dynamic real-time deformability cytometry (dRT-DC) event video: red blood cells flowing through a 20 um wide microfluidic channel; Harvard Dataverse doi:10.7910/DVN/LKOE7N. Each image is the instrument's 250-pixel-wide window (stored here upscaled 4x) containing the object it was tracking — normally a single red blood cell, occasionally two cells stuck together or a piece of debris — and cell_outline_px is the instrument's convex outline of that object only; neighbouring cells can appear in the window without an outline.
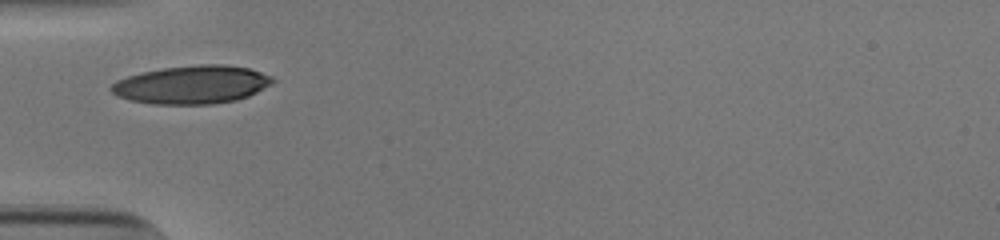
{"species": "human", "species_latin": "Homo sapiens", "temperature_condition": "cold", "stored_images_in_passage": 27, "camera_frame_rate_fps": 3000, "um_per_image_px": 0.085, "donor": {"sex": "male"}, "frame": {"image": 1, "passage_image": 1, "time_ms": 0.0, "image_size_px": [1000, 240], "cell_outline_px": [[276, 80], [272, 84], [248, 96], [236, 100], [212, 104], [152, 104], [128, 100], [116, 96], [108, 88], [116, 80], [140, 72], [164, 68], [200, 64], [224, 64], [248, 68], [272, 76]], "centroid_in_image_um": [16.28, 7.2], "position_along_channel_um": 68.7, "area_um2": 36.13}}
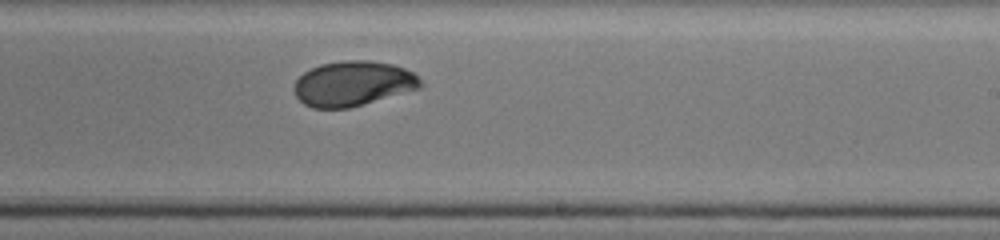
{"frame": {"image": 2, "passage_image": 16, "time_ms": 5.0, "image_size_px": [1000, 240], "cell_outline_px": [[424, 84], [420, 88], [364, 104], [348, 108], [312, 108], [304, 104], [296, 96], [292, 88], [296, 80], [304, 72], [320, 64], [344, 60], [368, 60], [392, 64], [404, 68], [412, 72]], "centroid_in_image_um": [29.98, 7.1], "position_along_channel_um": 259.0, "area_um2": 33.12}}
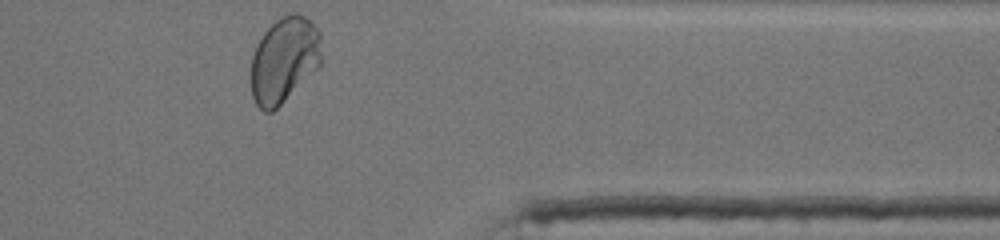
{"frame": {"image": 3, "passage_image": 27, "time_ms": 8.667, "image_size_px": [1000, 240], "cell_outline_px": [[320, 64], [272, 112], [264, 112], [256, 104], [252, 96], [252, 56], [256, 44], [264, 32], [280, 16], [292, 12], [296, 12], [304, 16], [320, 32]], "centroid_in_image_um": [24.12, 5.06], "position_along_channel_um": 387.3, "area_um2": 34.56}, "authors_computed_cell_mechanics": {"area_um2": 33.6974, "velocity_mm_per_s": 3.83, "shape_relaxation_time_tau1_ms": 5.2252, "shape_relaxation_time_tau2_ms": 1.0468, "deformation_change_tau1": 0.1658, "deformation_change_tau2": 0.0392}}